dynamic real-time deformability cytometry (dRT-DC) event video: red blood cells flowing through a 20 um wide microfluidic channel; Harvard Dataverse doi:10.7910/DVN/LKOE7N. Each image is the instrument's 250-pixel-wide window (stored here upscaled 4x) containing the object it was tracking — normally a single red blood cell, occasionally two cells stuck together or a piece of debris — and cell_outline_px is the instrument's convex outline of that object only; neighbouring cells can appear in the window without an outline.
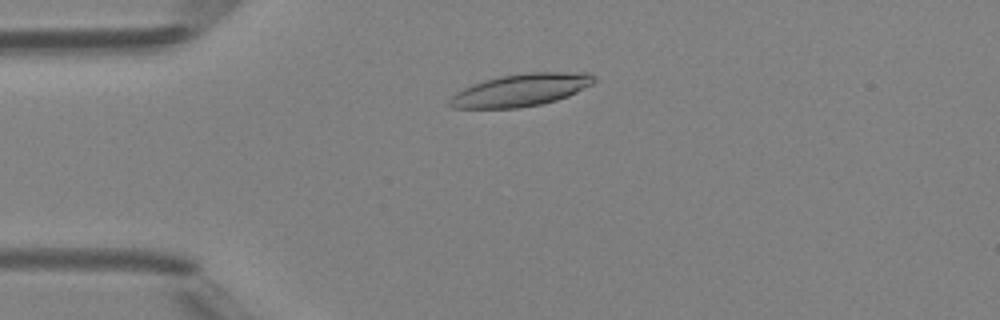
{"species": "Egyptian fruit bat (a non-hibernating species)", "species_latin": "Rousettus aegyptiacus", "temperature_condition": "room temperature", "stored_images_in_passage": 5, "camera_frame_rate_fps": 3000, "um_per_image_px": 0.085, "animal": {"sex": "female"}, "frame": {"image": 1, "passage_image": 3, "time_ms": 2.0, "image_size_px": [1000, 320], "cell_outline_px": [[596, 80], [592, 84], [568, 96], [556, 100], [540, 104], [520, 108], [452, 108], [448, 104], [448, 100], [456, 92], [472, 84], [484, 80], [500, 76], [528, 72], [588, 72], [596, 76]], "centroid_in_image_um": [44.28, 7.65], "position_along_channel_um": 40.7, "area_um2": 27.4}}
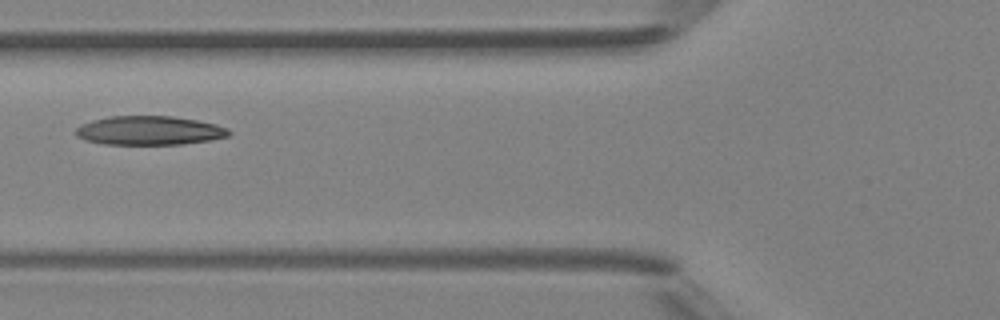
{"frame": {"image": 2, "passage_image": 5, "time_ms": 4.333, "image_size_px": [1000, 320], "cell_outline_px": [[232, 132], [228, 136], [208, 140], [180, 144], [104, 144], [84, 140], [76, 136], [72, 132], [80, 124], [92, 120], [112, 116], [172, 116], [196, 120], [216, 124], [228, 128]], "centroid_in_image_um": [12.64, 11.09], "position_along_channel_um": 113.2, "area_um2": 25.89}}